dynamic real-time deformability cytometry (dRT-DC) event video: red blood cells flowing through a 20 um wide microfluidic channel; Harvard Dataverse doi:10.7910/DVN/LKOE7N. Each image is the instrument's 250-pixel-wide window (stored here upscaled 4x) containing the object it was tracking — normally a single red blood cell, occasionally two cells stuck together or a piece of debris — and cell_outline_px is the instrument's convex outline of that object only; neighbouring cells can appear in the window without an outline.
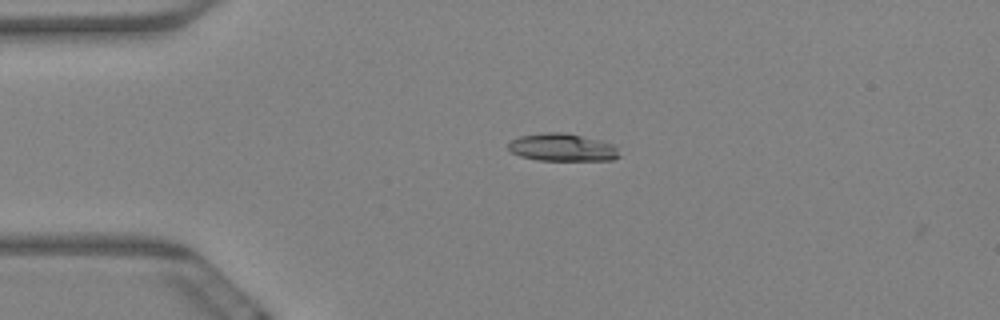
{"species": "Egyptian fruit bat (a non-hibernating species)", "species_latin": "Rousettus aegyptiacus", "temperature_condition": "warm", "stored_images_in_passage": 3, "camera_frame_rate_fps": 3000, "um_per_image_px": 0.085, "animal": {"sex": "female"}, "frame": {"image": 1, "passage_image": 1, "time_ms": 0.0, "image_size_px": [1000, 320], "cell_outline_px": [[620, 156], [612, 160], [540, 160], [520, 156], [512, 152], [508, 148], [508, 144], [512, 140], [520, 136], [544, 132], [564, 132], [600, 140], [616, 144]], "centroid_in_image_um": [47.83, 12.52], "position_along_channel_um": 37.2, "area_um2": 17.92}}